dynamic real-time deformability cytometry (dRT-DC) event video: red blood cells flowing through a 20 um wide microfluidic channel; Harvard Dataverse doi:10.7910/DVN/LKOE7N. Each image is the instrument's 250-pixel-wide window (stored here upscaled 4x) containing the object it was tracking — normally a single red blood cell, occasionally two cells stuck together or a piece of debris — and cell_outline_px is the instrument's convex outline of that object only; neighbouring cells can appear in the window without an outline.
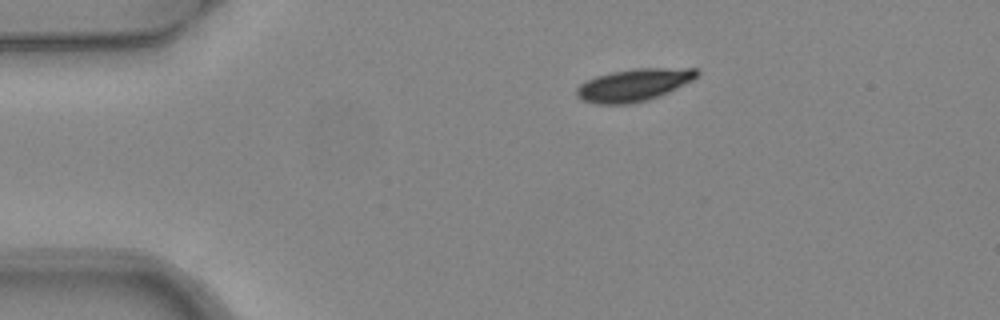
{"species": "common noctule bat (a hibernating species)", "species_latin": "Nyctalus noctula", "temperature_condition": "warm", "stored_images_in_passage": 3, "camera_frame_rate_fps": 3000, "um_per_image_px": 0.085, "animal": {"sex": "female", "body_mass_g": 24.6, "forearm_length_mm": 56.2}, "frame": {"image": 1, "passage_image": 1, "time_ms": 0.0, "image_size_px": [1000, 320], "cell_outline_px": [[700, 72], [692, 80], [668, 92], [648, 100], [628, 104], [596, 104], [580, 100], [576, 96], [576, 88], [584, 80], [596, 76], [612, 72], [636, 68], [700, 68]], "centroid_in_image_um": [53.83, 7.22], "position_along_channel_um": 31.2, "area_um2": 22.83}}